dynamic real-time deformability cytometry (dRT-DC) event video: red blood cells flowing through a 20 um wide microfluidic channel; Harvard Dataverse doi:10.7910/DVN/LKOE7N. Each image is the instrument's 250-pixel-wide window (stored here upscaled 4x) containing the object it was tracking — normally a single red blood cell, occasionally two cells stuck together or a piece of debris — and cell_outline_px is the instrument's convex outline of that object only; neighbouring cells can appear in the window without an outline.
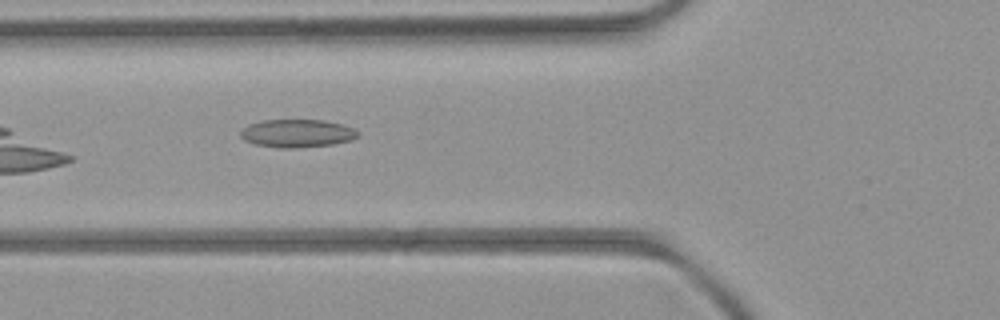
{"species": "common noctule bat (a hibernating species)", "species_latin": "Nyctalus noctula", "temperature_condition": "room temperature", "stored_images_in_passage": 7, "camera_frame_rate_fps": 3000, "um_per_image_px": 0.085, "animal": {"sex": "female", "body_mass_g": 21.9}, "frame": {"image": 1, "passage_image": 5, "time_ms": 4.667, "image_size_px": [1000, 320], "cell_outline_px": [[360, 136], [352, 140], [332, 144], [296, 148], [280, 148], [256, 144], [244, 140], [240, 136], [240, 132], [248, 124], [264, 120], [324, 120], [340, 124], [352, 128], [360, 132]], "centroid_in_image_um": [25.27, 11.33], "position_along_channel_um": 100.5, "area_um2": 19.13}}
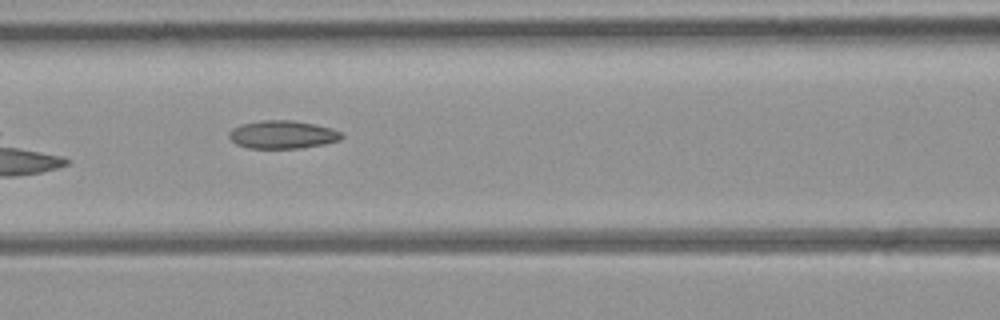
{"frame": {"image": 2, "passage_image": 6, "time_ms": 5.667, "image_size_px": [1000, 320], "cell_outline_px": [[344, 136], [340, 140], [324, 144], [300, 148], [248, 148], [236, 144], [228, 136], [228, 132], [232, 128], [240, 124], [260, 120], [292, 120], [316, 124], [332, 128], [340, 132]], "centroid_in_image_um": [24.0, 11.43], "position_along_channel_um": 142.6, "area_um2": 18.55}}
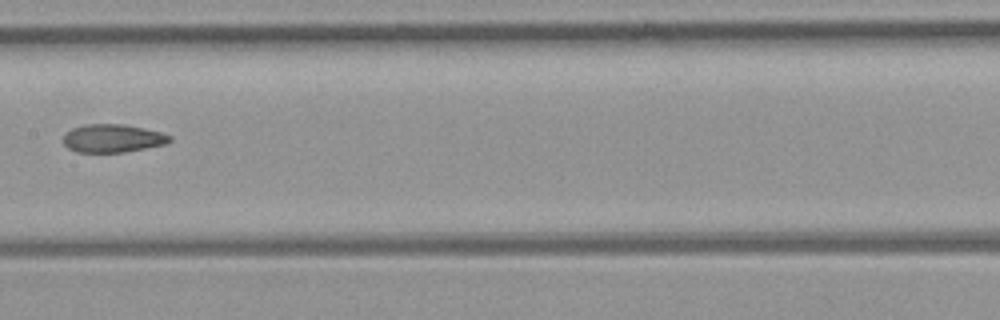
{"frame": {"image": 3, "passage_image": 7, "time_ms": 7.0, "image_size_px": [1000, 320], "cell_outline_px": [[172, 140], [168, 144], [124, 152], [76, 152], [68, 148], [64, 144], [64, 136], [72, 128], [84, 124], [124, 124], [144, 128], [160, 132], [172, 136]], "centroid_in_image_um": [9.61, 11.76], "position_along_channel_um": 197.8, "area_um2": 17.51}}